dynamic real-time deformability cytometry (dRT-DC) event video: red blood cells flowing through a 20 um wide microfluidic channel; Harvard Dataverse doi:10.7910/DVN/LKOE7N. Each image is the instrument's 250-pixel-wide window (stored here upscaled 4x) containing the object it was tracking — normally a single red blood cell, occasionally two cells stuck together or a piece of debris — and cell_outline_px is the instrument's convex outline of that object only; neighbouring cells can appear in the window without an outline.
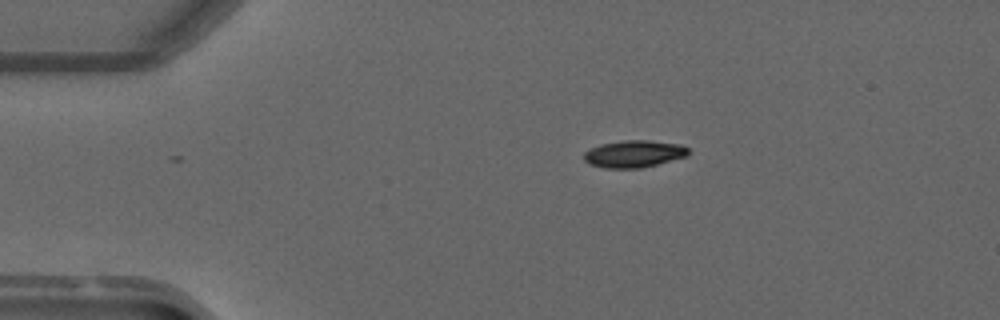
{"species": "common noctule bat (a hibernating species)", "species_latin": "Nyctalus noctula", "temperature_condition": "warm", "stored_images_in_passage": 4, "camera_frame_rate_fps": 3000, "um_per_image_px": 0.085, "animal": {"sex": "male", "forearm_length_mm": 52.5}, "frame": {"image": 1, "passage_image": 1, "time_ms": 0.0, "image_size_px": [1000, 320], "cell_outline_px": [[688, 156], [640, 168], [604, 168], [592, 164], [584, 160], [584, 152], [600, 144], [624, 140], [648, 140], [680, 144], [688, 148]], "centroid_in_image_um": [53.9, 13.07], "position_along_channel_um": 31.1, "area_um2": 16.36}}
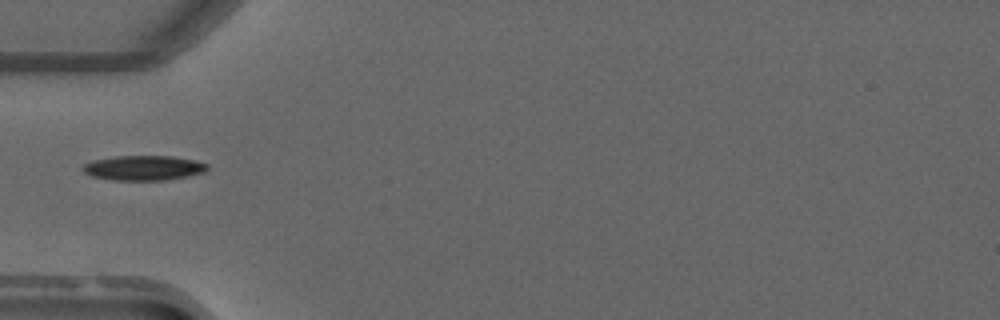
{"frame": {"image": 2, "passage_image": 3, "time_ms": 0.667, "image_size_px": [1000, 320], "cell_outline_px": [[208, 168], [204, 172], [188, 176], [164, 180], [116, 180], [92, 176], [84, 172], [80, 168], [84, 164], [92, 160], [112, 156], [172, 156], [196, 160], [208, 164]], "centroid_in_image_um": [12.2, 14.26], "position_along_channel_um": 72.8, "area_um2": 18.09}}
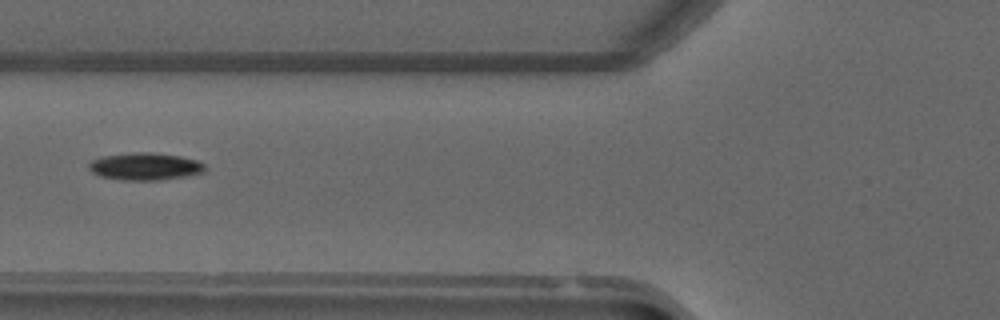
{"frame": {"image": 3, "passage_image": 4, "time_ms": 1.0, "image_size_px": [1000, 320], "cell_outline_px": [[204, 172], [184, 176], [160, 180], [120, 180], [100, 176], [92, 172], [88, 168], [88, 164], [92, 160], [100, 156], [132, 152], [152, 152], [180, 156], [196, 160], [204, 164]], "centroid_in_image_um": [12.28, 14.14], "position_along_channel_um": 113.5, "area_um2": 18.55}}